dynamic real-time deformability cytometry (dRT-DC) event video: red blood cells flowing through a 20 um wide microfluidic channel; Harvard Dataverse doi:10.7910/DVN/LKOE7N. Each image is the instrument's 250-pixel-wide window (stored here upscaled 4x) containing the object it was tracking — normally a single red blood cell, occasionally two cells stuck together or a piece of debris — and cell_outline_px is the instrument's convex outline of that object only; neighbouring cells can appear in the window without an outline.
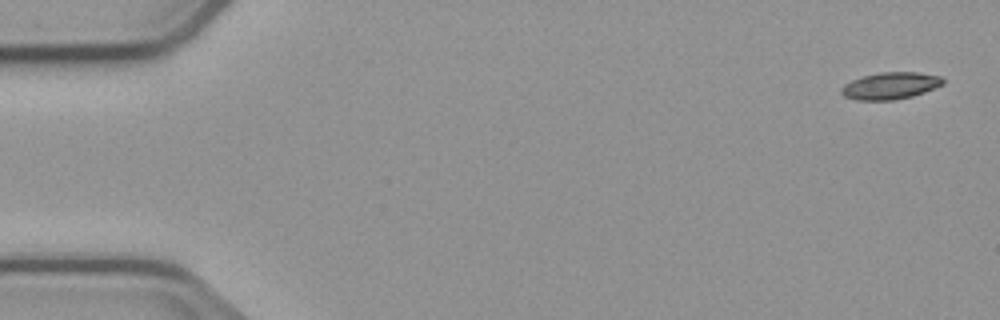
{"species": "common noctule bat (a hibernating species)", "species_latin": "Nyctalus noctula", "temperature_condition": "cold", "stored_images_in_passage": 6, "camera_frame_rate_fps": 3000, "um_per_image_px": 0.085, "animal": {"sex": "male", "body_mass_g": 23.1, "forearm_length_mm": 52.7}, "frame": {"image": 1, "passage_image": 1, "time_ms": 0.0, "image_size_px": [1000, 320], "cell_outline_px": [[944, 84], [924, 92], [912, 96], [892, 100], [856, 100], [844, 96], [840, 92], [840, 88], [844, 84], [852, 80], [864, 76], [880, 72], [920, 72], [940, 76], [944, 80]], "centroid_in_image_um": [75.67, 7.28], "position_along_channel_um": 9.3, "area_um2": 15.95}}
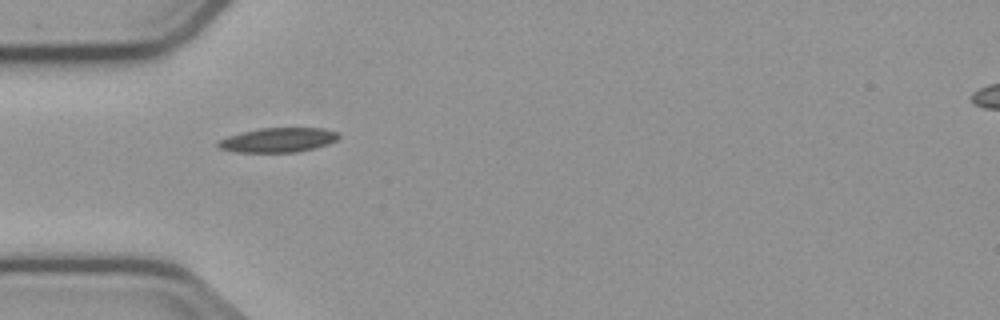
{"frame": {"image": 2, "passage_image": 5, "time_ms": 5.0, "image_size_px": [1000, 320], "cell_outline_px": [[340, 136], [336, 140], [328, 144], [296, 152], [236, 152], [220, 148], [216, 144], [220, 140], [228, 136], [260, 128], [324, 128], [336, 132]], "centroid_in_image_um": [23.64, 11.9], "position_along_channel_um": 61.4, "area_um2": 16.94}}
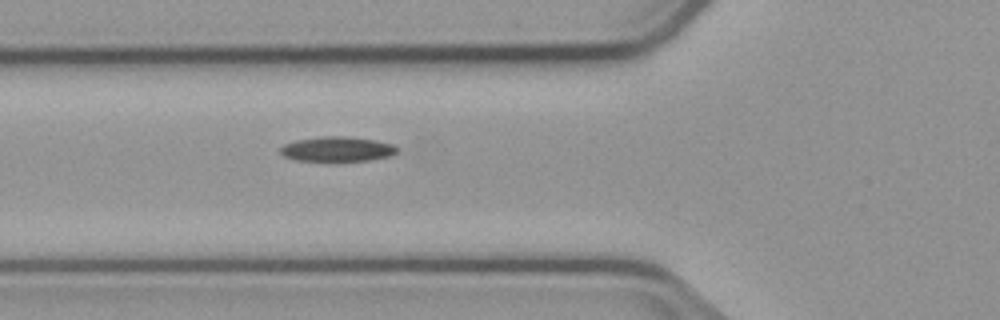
{"frame": {"image": 3, "passage_image": 6, "time_ms": 6.0, "image_size_px": [1000, 320], "cell_outline_px": [[400, 148], [396, 152], [388, 156], [368, 160], [296, 160], [284, 156], [280, 152], [280, 148], [284, 144], [296, 140], [320, 136], [344, 136], [376, 140], [392, 144]], "centroid_in_image_um": [28.66, 12.65], "position_along_channel_um": 97.1, "area_um2": 16.65}}